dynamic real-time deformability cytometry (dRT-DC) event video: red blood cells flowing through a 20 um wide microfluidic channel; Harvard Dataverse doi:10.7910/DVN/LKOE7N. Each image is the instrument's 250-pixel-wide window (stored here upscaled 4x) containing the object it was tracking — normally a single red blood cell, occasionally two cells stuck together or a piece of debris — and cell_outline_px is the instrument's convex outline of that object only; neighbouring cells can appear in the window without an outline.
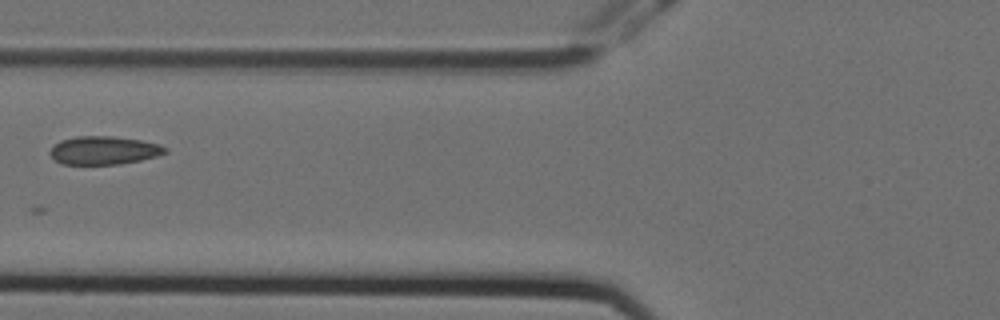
{"species": "Egyptian fruit bat (a non-hibernating species)", "species_latin": "Rousettus aegyptiacus", "temperature_condition": "cold", "stored_images_in_passage": 8, "camera_frame_rate_fps": 3000, "um_per_image_px": 0.085, "animal": {"sex": "female"}, "frame": {"image": 1, "passage_image": 7, "time_ms": 2.0, "image_size_px": [1000, 320], "cell_outline_px": [[168, 152], [156, 156], [140, 160], [120, 164], [60, 164], [48, 152], [60, 140], [76, 136], [112, 136], [140, 140], [160, 144], [168, 148]], "centroid_in_image_um": [8.84, 12.78], "position_along_channel_um": 117.0, "area_um2": 18.96}}